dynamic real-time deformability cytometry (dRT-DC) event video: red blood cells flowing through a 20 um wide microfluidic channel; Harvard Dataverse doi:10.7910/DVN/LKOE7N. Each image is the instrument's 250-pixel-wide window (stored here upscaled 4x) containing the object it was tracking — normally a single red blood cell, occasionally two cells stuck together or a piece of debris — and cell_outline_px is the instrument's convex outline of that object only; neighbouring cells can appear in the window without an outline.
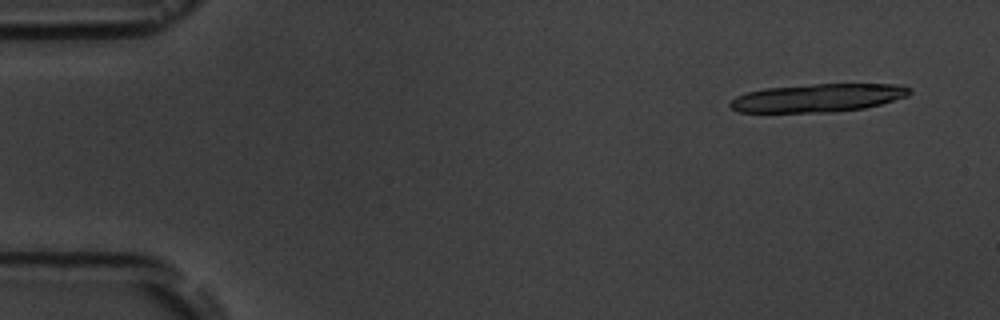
{"species": "common noctule bat (a hibernating species)", "species_latin": "Nyctalus noctula", "temperature_condition": "room temperature", "stored_images_in_passage": 16, "camera_frame_rate_fps": 3000, "um_per_image_px": 0.085, "animal": {"sex": "male", "body_mass_g": 19.5, "forearm_length_mm": 54.6}, "frame": {"image": 1, "passage_image": 1, "time_ms": 0.0, "image_size_px": [1000, 320], "cell_outline_px": [[912, 92], [908, 96], [880, 104], [864, 108], [832, 112], [740, 112], [732, 108], [728, 104], [736, 96], [748, 92], [764, 88], [812, 84], [904, 84], [912, 88]], "centroid_in_image_um": [69.57, 8.31], "position_along_channel_um": 15.4, "area_um2": 29.54}}
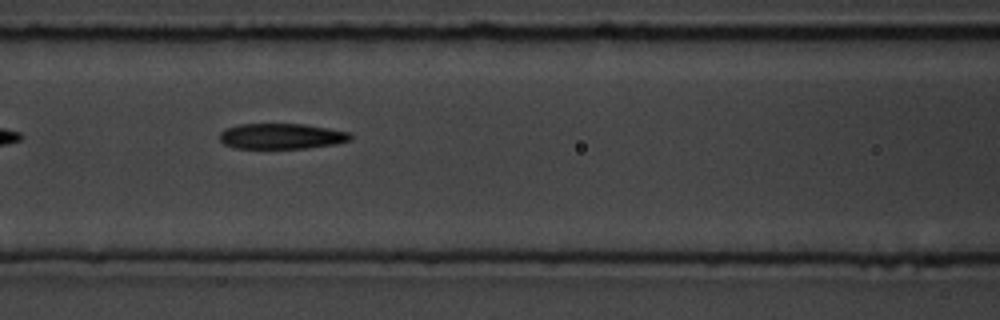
{"frame": {"image": 2, "passage_image": 7, "time_ms": 6.667, "image_size_px": [1000, 320], "cell_outline_px": [[352, 140], [336, 144], [308, 148], [236, 148], [224, 144], [220, 140], [220, 132], [224, 128], [240, 124], [304, 124], [328, 128], [348, 132], [352, 136]], "centroid_in_image_um": [23.93, 11.58], "position_along_channel_um": 142.7, "area_um2": 19.54}}
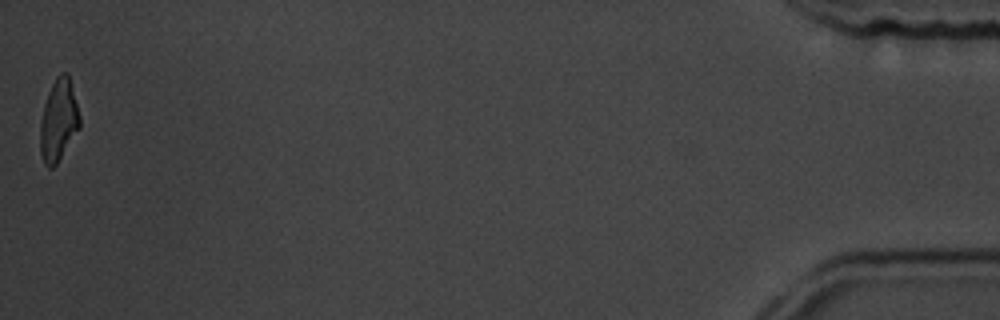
{"frame": {"image": 3, "passage_image": 16, "time_ms": 17.0, "image_size_px": [1000, 320], "cell_outline_px": [[80, 128], [56, 164], [52, 168], [48, 168], [44, 164], [40, 152], [40, 124], [44, 104], [48, 92], [56, 76], [60, 72], [68, 72], [80, 116]], "centroid_in_image_um": [4.97, 10.22], "position_along_channel_um": 430.2, "area_um2": 18.9}, "authors_computed_cell_mechanics": {"area_um2": 20.1722, "velocity_mm_per_s": 3.7336, "shape_relaxation_time_tau1_ms": 2.5894, "shape_relaxation_time_tau2_ms": 1.1921, "deformation_change_tau1": 0.1297, "deformation_change_tau2": 0.0933}}